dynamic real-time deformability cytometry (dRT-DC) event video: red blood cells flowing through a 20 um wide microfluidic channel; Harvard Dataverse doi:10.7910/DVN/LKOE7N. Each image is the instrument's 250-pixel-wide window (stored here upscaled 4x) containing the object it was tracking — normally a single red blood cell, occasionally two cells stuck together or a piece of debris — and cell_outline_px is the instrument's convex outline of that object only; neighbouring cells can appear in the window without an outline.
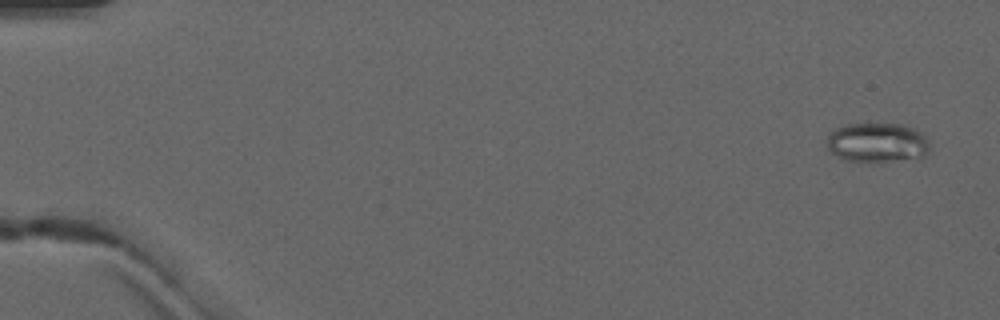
{"species": "common noctule bat (a hibernating species)", "species_latin": "Nyctalus noctula", "temperature_condition": "warm", "stored_images_in_passage": 5, "camera_frame_rate_fps": 3000, "um_per_image_px": 0.085, "animal": {"sex": "male", "forearm_length_mm": 52.5}, "frame": {"image": 1, "passage_image": 1, "time_ms": 0.0, "image_size_px": [1000, 320], "cell_outline_px": [[928, 152], [924, 156], [884, 160], [844, 160], [836, 156], [828, 148], [828, 132], [844, 124], [868, 120], [904, 124], [920, 132], [928, 140]], "centroid_in_image_um": [74.51, 12.02], "position_along_channel_um": 10.5, "area_um2": 23.93}}